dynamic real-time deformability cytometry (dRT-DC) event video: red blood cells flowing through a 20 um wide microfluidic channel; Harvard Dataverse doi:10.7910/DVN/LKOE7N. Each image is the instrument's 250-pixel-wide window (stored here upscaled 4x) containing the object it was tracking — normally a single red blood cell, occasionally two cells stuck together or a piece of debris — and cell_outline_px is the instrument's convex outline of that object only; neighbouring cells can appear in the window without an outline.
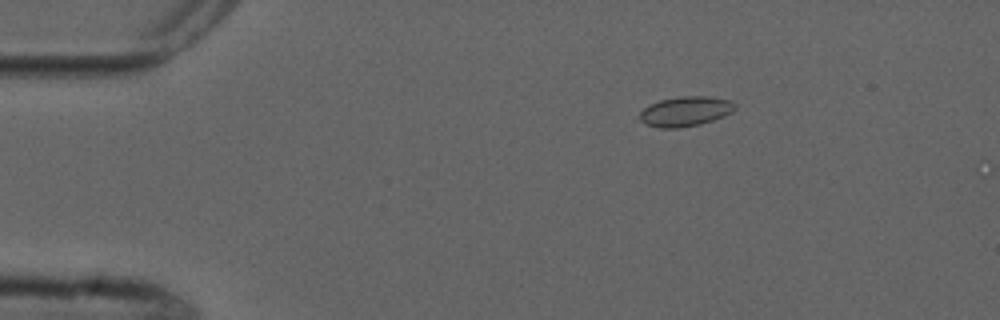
{"species": "common noctule bat (a hibernating species)", "species_latin": "Nyctalus noctula", "temperature_condition": "cold", "stored_images_in_passage": 4, "camera_frame_rate_fps": 3000, "um_per_image_px": 0.085, "animal": {"sex": "male", "forearm_length_mm": 52.5}, "frame": {"image": 1, "passage_image": 3, "time_ms": 2.0, "image_size_px": [1000, 320], "cell_outline_px": [[736, 108], [732, 112], [724, 116], [700, 124], [680, 128], [660, 128], [636, 120], [640, 112], [648, 104], [660, 100], [680, 96], [708, 96], [732, 100], [736, 104]], "centroid_in_image_um": [58.25, 9.46], "position_along_channel_um": 26.8, "area_um2": 16.82}}